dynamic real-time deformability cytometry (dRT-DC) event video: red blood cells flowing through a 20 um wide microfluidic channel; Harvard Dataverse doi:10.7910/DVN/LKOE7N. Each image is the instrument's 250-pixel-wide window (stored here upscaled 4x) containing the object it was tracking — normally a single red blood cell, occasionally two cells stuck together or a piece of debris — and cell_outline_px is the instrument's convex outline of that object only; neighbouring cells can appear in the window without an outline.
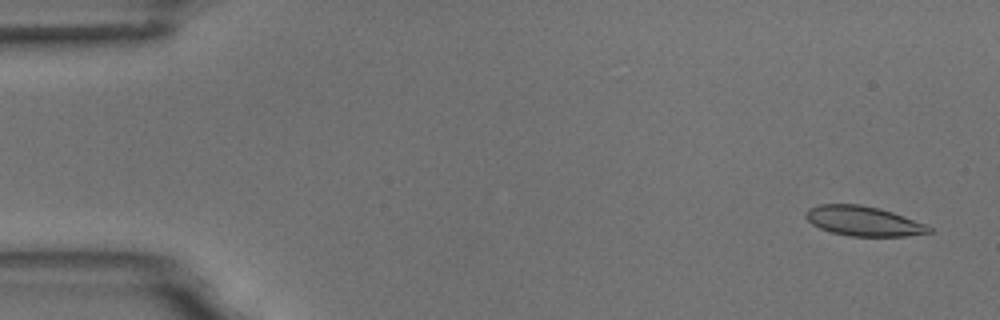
{"species": "common noctule bat (a hibernating species)", "species_latin": "Nyctalus noctula", "temperature_condition": "room temperature", "stored_images_in_passage": 4, "camera_frame_rate_fps": 3000, "um_per_image_px": 0.085, "animal": {"sex": "male", "body_mass_g": 18.8}, "frame": {"image": 1, "passage_image": 1, "time_ms": 0.0, "image_size_px": [1000, 320], "cell_outline_px": [[932, 232], [908, 236], [848, 236], [832, 232], [820, 228], [812, 224], [804, 216], [804, 212], [808, 208], [820, 204], [860, 204], [880, 208], [928, 224], [932, 228]], "centroid_in_image_um": [73.4, 18.78], "position_along_channel_um": 11.6, "area_um2": 21.56}}
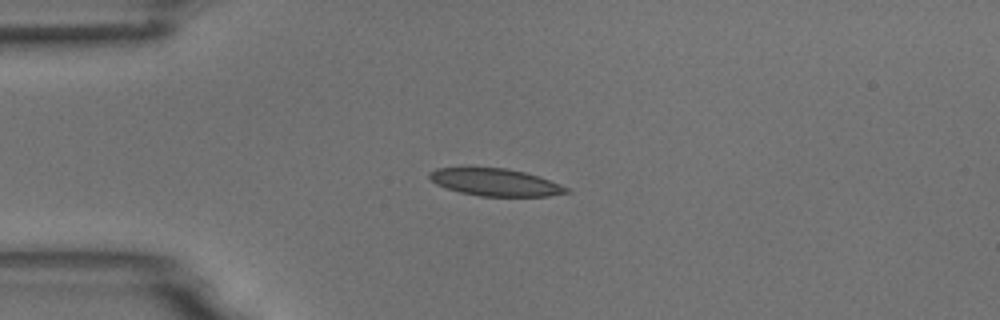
{"frame": {"image": 2, "passage_image": 4, "time_ms": 1.0, "image_size_px": [1000, 320], "cell_outline_px": [[572, 192], [548, 196], [480, 196], [460, 192], [436, 184], [428, 176], [428, 172], [436, 168], [508, 168], [540, 176], [560, 184], [568, 188]], "centroid_in_image_um": [42.13, 15.49], "position_along_channel_um": 42.9, "area_um2": 21.73}}